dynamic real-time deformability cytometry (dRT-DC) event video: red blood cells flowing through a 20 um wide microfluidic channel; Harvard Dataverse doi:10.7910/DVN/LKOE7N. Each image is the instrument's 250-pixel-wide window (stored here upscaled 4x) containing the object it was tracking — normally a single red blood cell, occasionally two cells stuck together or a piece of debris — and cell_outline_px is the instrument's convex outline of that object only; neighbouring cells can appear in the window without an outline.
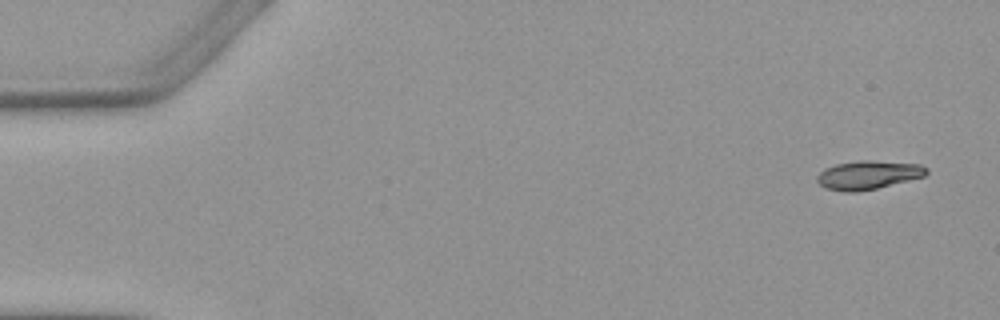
{"species": "Egyptian fruit bat (a non-hibernating species)", "species_latin": "Rousettus aegyptiacus", "temperature_condition": "warm", "stored_images_in_passage": 3, "camera_frame_rate_fps": 3000, "um_per_image_px": 0.085, "animal": {"sex": "female"}, "frame": {"image": 1, "passage_image": 1, "time_ms": 0.0, "image_size_px": [1000, 320], "cell_outline_px": [[928, 172], [924, 176], [876, 188], [856, 192], [844, 192], [824, 188], [816, 180], [816, 176], [824, 168], [836, 164], [860, 160], [872, 160], [920, 164], [928, 168]], "centroid_in_image_um": [73.76, 14.87], "position_along_channel_um": 11.2, "area_um2": 18.26}}